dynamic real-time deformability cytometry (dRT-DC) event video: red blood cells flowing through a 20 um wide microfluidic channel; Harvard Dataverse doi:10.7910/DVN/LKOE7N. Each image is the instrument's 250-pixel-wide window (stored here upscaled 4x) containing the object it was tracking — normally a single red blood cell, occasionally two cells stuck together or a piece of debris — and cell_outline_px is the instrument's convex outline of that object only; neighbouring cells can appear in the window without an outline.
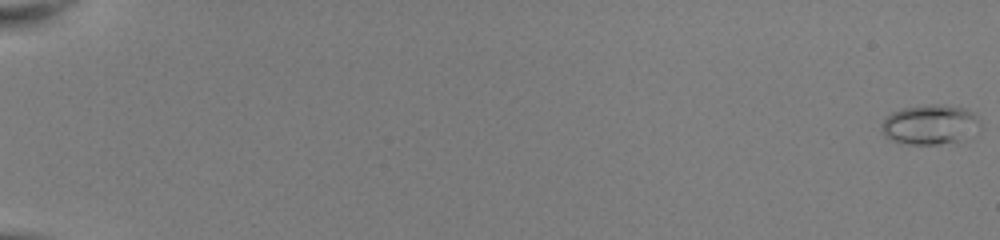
{"species": "common noctule bat (a hibernating species)", "species_latin": "Nyctalus noctula", "temperature_condition": "room temperature", "stored_images_in_passage": 53, "camera_frame_rate_fps": 3000, "um_per_image_px": 0.085, "animal": {"sex": "female", "body_mass_g": 22.0, "forearm_length_mm": 56.7}, "frame": {"image": 1, "passage_image": 1, "time_ms": 0.0, "image_size_px": [1000, 240], "cell_outline_px": [[980, 124], [956, 140], [936, 144], [908, 144], [892, 140], [884, 136], [880, 128], [884, 116], [892, 112], [904, 108], [932, 104], [940, 104], [964, 108], [972, 112], [976, 116]], "centroid_in_image_um": [78.91, 10.56], "position_along_channel_um": 6.1, "area_um2": 22.14}}
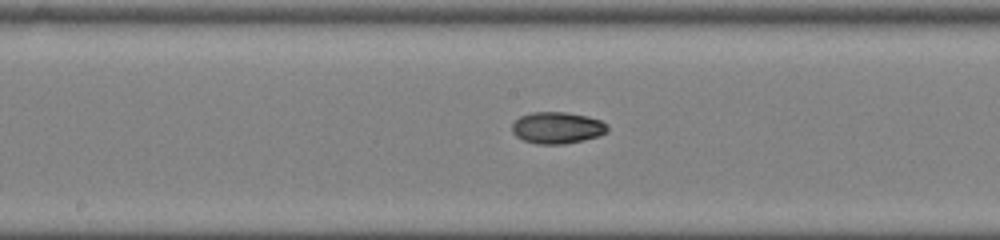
{"frame": {"image": 2, "passage_image": 31, "time_ms": 10.0, "image_size_px": [1000, 240], "cell_outline_px": [[608, 132], [584, 140], [564, 144], [536, 144], [524, 140], [516, 136], [512, 132], [512, 124], [520, 116], [532, 112], [564, 112], [588, 116], [600, 120], [608, 124]], "centroid_in_image_um": [47.37, 10.86], "position_along_channel_um": 200.8, "area_um2": 17.63}}
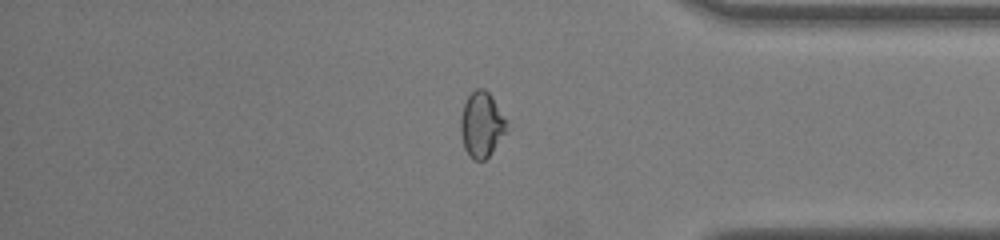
{"frame": {"image": 3, "passage_image": 46, "time_ms": 15.0, "image_size_px": [1000, 240], "cell_outline_px": [[508, 132], [492, 152], [484, 160], [472, 160], [464, 148], [460, 132], [460, 116], [464, 104], [468, 96], [476, 88], [484, 88], [492, 96], [508, 120]], "centroid_in_image_um": [40.96, 10.59], "position_along_channel_um": 394.2, "area_um2": 17.98}, "authors_computed_cell_mechanics": {"area_um2": 17.7446, "velocity_mm_per_s": 4.0754, "shape_relaxation_time_tau1_ms": 7.932, "shape_relaxation_time_tau2_ms": 2.0537, "deformation_change_tau1": 0.2059, "deformation_change_tau2": 0.0422}}